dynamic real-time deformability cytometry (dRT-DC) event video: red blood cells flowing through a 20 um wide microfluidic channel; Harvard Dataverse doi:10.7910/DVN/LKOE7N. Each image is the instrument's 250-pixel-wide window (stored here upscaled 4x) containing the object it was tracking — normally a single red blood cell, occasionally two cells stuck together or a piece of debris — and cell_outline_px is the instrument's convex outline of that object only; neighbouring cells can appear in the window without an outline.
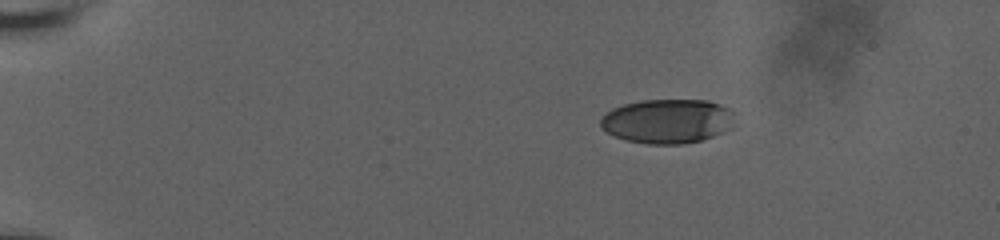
{"species": "human", "species_latin": "Homo sapiens", "temperature_condition": "room temperature", "stored_images_in_passage": 7, "camera_frame_rate_fps": 3000, "um_per_image_px": 0.085, "donor": {"sex": "male"}, "frame": {"image": 1, "passage_image": 1, "time_ms": 0.0, "image_size_px": [1000, 240], "cell_outline_px": [[732, 112], [720, 132], [712, 136], [700, 140], [680, 144], [648, 144], [628, 140], [616, 136], [608, 132], [600, 124], [600, 120], [612, 108], [624, 104], [640, 100], [708, 100], [720, 104], [728, 108]], "centroid_in_image_um": [56.63, 10.28], "position_along_channel_um": 28.4, "area_um2": 33.58}}
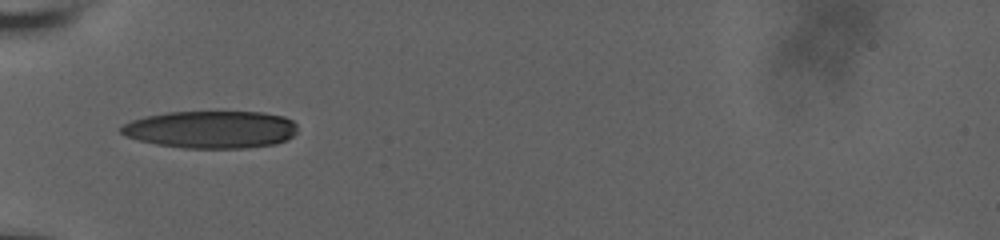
{"frame": {"image": 2, "passage_image": 6, "time_ms": 3.667, "image_size_px": [1000, 240], "cell_outline_px": [[296, 132], [292, 136], [276, 144], [248, 148], [184, 148], [156, 144], [140, 140], [128, 136], [120, 132], [120, 128], [124, 124], [132, 120], [144, 116], [168, 112], [264, 112], [284, 116], [292, 120], [296, 124]], "centroid_in_image_um": [17.96, 11.0], "position_along_channel_um": 67.0, "area_um2": 38.49}}